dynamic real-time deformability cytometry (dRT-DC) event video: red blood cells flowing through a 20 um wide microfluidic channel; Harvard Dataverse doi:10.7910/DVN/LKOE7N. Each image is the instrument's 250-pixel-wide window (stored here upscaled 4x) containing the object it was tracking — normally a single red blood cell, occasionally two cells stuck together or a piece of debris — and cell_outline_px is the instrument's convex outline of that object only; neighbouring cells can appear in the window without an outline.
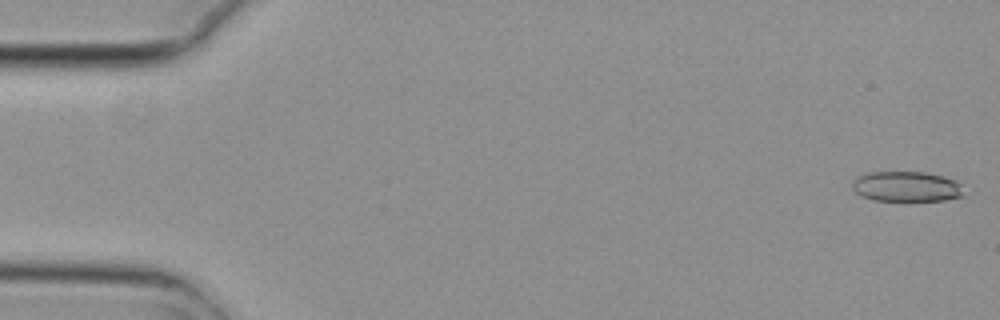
{"species": "common noctule bat (a hibernating species)", "species_latin": "Nyctalus noctula", "temperature_condition": "cold", "stored_images_in_passage": 5, "camera_frame_rate_fps": 3000, "um_per_image_px": 0.085, "animal": {"sex": "female", "body_mass_g": 29.2, "forearm_length_mm": 56.3}, "frame": {"image": 1, "passage_image": 1, "time_ms": 0.0, "image_size_px": [1000, 320], "cell_outline_px": [[964, 196], [944, 200], [912, 204], [908, 204], [872, 200], [860, 196], [852, 188], [852, 180], [856, 176], [868, 172], [924, 172], [944, 176], [956, 180], [960, 184]], "centroid_in_image_um": [77.03, 15.91], "position_along_channel_um": 8.0, "area_um2": 20.87}}